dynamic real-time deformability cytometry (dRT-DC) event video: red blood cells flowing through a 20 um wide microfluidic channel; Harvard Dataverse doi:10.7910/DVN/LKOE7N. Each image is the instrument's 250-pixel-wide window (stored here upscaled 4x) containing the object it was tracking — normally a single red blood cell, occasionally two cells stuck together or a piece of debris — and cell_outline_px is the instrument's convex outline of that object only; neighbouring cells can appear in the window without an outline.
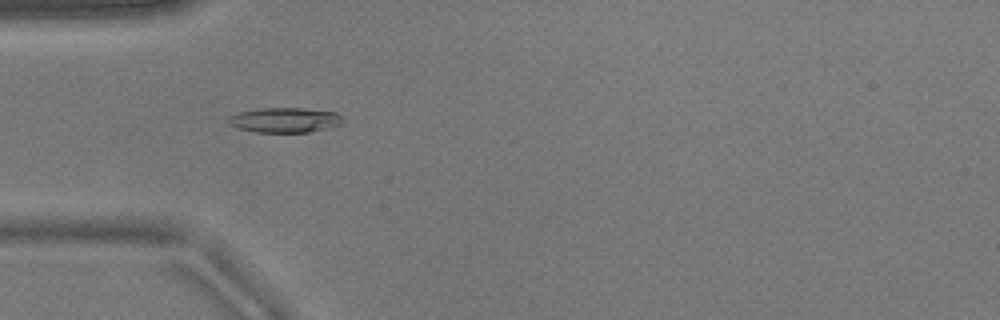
{"species": "common noctule bat (a hibernating species)", "species_latin": "Nyctalus noctula", "temperature_condition": "warm", "stored_images_in_passage": 45, "camera_frame_rate_fps": 3000, "um_per_image_px": 0.085, "animal": {"sex": "male", "body_mass_g": 17.9}, "frame": {"image": 1, "passage_image": 9, "time_ms": 2.667, "image_size_px": [1000, 320], "cell_outline_px": [[344, 120], [340, 124], [308, 132], [256, 132], [240, 128], [228, 124], [228, 116], [240, 112], [260, 108], [304, 108], [336, 112]], "centroid_in_image_um": [24.18, 10.19], "position_along_channel_um": 60.8, "area_um2": 16.42}}
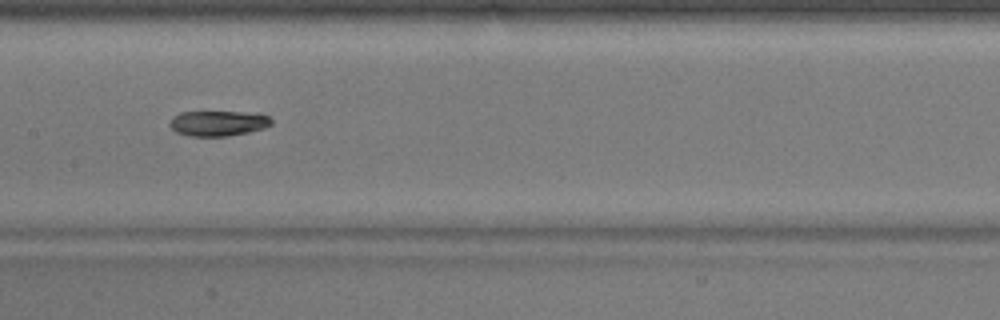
{"frame": {"image": 2, "passage_image": 19, "time_ms": 6.0, "image_size_px": [1000, 320], "cell_outline_px": [[272, 124], [264, 128], [248, 132], [228, 136], [188, 136], [176, 132], [168, 124], [172, 116], [180, 112], [256, 112], [268, 116], [272, 120]], "centroid_in_image_um": [18.53, 10.47], "position_along_channel_um": 188.9, "area_um2": 15.14}}
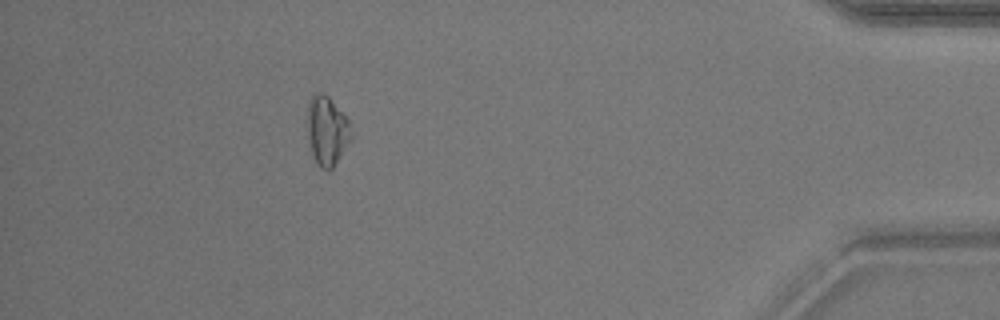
{"frame": {"image": 3, "passage_image": 40, "time_ms": 13.0, "image_size_px": [1000, 320], "cell_outline_px": [[352, 136], [332, 168], [328, 172], [320, 168], [316, 164], [308, 140], [308, 100], [316, 92], [324, 92], [328, 96], [348, 120], [352, 132]], "centroid_in_image_um": [27.77, 11.11], "position_along_channel_um": 407.4, "area_um2": 17.46}, "authors_computed_cell_mechanics": {"area_um2": 16.1262, "velocity_mm_per_s": 3.8855, "shape_relaxation_time_tau1_ms": 9.3716, "shape_relaxation_time_tau2_ms": 5.5825, "deformation_change_tau1": 0.1766, "deformation_change_tau2": 0.1145}}